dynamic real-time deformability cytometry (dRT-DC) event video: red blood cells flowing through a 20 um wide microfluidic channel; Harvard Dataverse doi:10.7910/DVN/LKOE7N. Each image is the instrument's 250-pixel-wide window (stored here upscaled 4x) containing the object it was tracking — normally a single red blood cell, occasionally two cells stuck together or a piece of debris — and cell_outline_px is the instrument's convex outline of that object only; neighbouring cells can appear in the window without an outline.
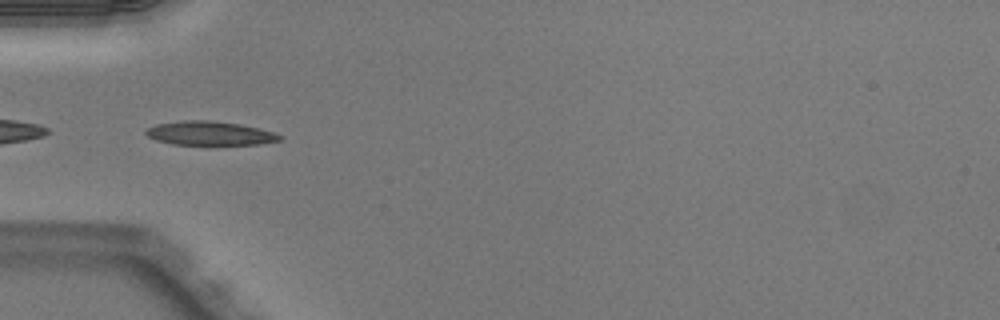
{"species": "Egyptian fruit bat (a non-hibernating species)", "species_latin": "Rousettus aegyptiacus", "temperature_condition": "warm", "stored_images_in_passage": 49, "segment_of_instrument_passage": [2, 2], "camera_frame_rate_fps": 3000, "um_per_image_px": 0.085, "animal": {"sex": "male"}, "frame": {"image": 1, "passage_image": 15, "time_ms": 4.667, "image_size_px": [1000, 320], "cell_outline_px": [[280, 140], [260, 144], [172, 144], [156, 140], [148, 136], [144, 132], [148, 128], [156, 124], [184, 120], [212, 120], [236, 124], [256, 128], [272, 132], [280, 136]], "centroid_in_image_um": [17.76, 11.32], "position_along_channel_um": 67.2, "area_um2": 18.21}}
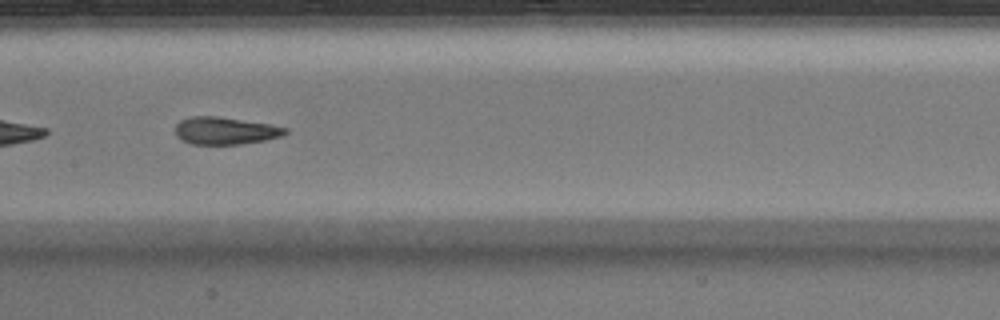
{"frame": {"image": 2, "passage_image": 24, "time_ms": 7.667, "image_size_px": [1000, 320], "cell_outline_px": [[288, 132], [284, 136], [264, 140], [240, 144], [192, 144], [180, 140], [176, 136], [176, 124], [180, 120], [192, 116], [216, 116], [272, 124], [288, 128]], "centroid_in_image_um": [19.16, 11.11], "position_along_channel_um": 188.2, "area_um2": 17.69}}
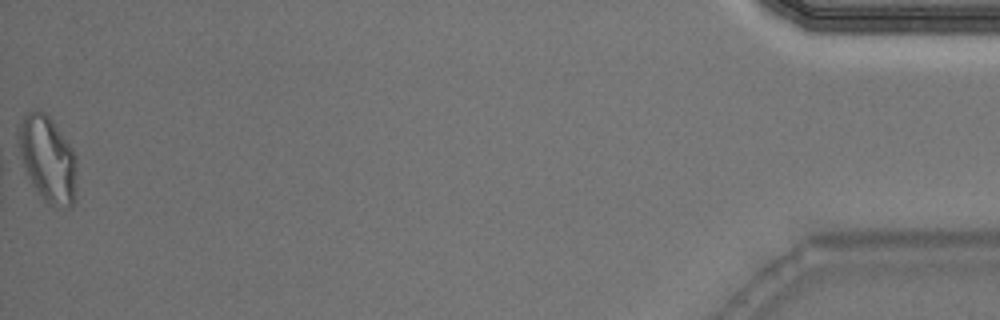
{"frame": {"image": 3, "passage_image": 49, "time_ms": 16.0, "image_size_px": [1000, 320], "cell_outline_px": [[76, 200], [72, 208], [56, 208], [44, 200], [32, 184], [16, 152], [16, 124], [28, 112], [36, 108], [44, 112], [52, 120], [72, 148], [76, 160]], "centroid_in_image_um": [4.01, 13.51], "position_along_channel_um": 431.2, "area_um2": 30.23}}